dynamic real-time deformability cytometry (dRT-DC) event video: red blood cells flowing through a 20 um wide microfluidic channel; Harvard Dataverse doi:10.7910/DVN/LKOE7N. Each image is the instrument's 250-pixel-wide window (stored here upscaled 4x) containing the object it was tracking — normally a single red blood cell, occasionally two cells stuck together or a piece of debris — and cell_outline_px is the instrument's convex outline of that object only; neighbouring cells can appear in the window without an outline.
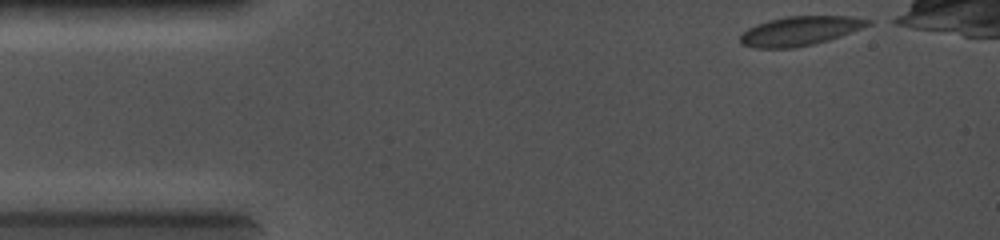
{"species": "common noctule bat (a hibernating species)", "species_latin": "Nyctalus noctula", "temperature_condition": "cold", "stored_images_in_passage": 35, "camera_frame_rate_fps": 5000, "um_per_image_px": 0.085, "animal": {"sex": "female", "body_mass_g": 19.0, "forearm_length_mm": 56.7}, "frame": {"image": 1, "passage_image": 1, "time_ms": 0.0, "image_size_px": [1000, 240], "cell_outline_px": [[872, 24], [840, 36], [828, 40], [812, 44], [792, 48], [752, 48], [740, 44], [740, 36], [748, 28], [756, 24], [768, 20], [788, 16], [852, 16], [872, 20]], "centroid_in_image_um": [67.98, 2.63], "position_along_channel_um": 17.0, "area_um2": 21.73}}
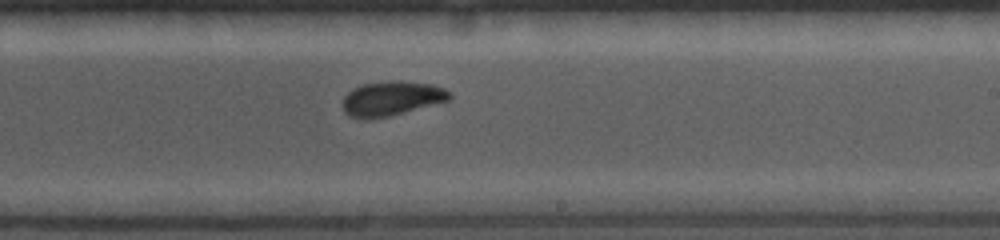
{"frame": {"image": 2, "passage_image": 21, "time_ms": 6.8, "image_size_px": [1000, 240], "cell_outline_px": [[452, 96], [448, 100], [388, 116], [364, 120], [348, 116], [344, 112], [344, 96], [348, 92], [364, 84], [392, 80], [400, 80], [432, 84], [444, 88], [452, 92]], "centroid_in_image_um": [33.29, 8.36], "position_along_channel_um": 255.7, "area_um2": 21.33}}
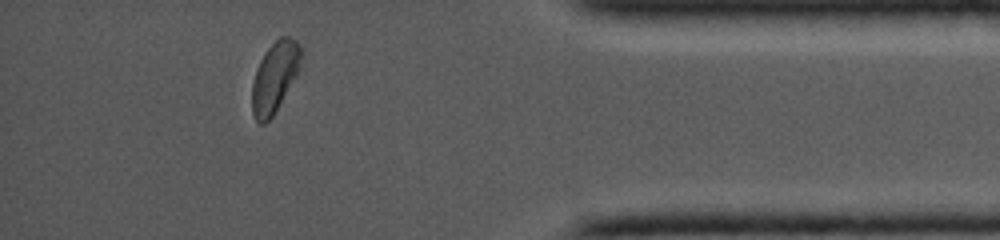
{"frame": {"image": 3, "passage_image": 33, "time_ms": 10.6, "image_size_px": [1000, 240], "cell_outline_px": [[304, 52], [300, 68], [296, 76], [272, 116], [264, 124], [260, 124], [256, 120], [252, 112], [252, 84], [256, 68], [264, 52], [280, 36], [288, 36], [296, 40], [304, 48]], "centroid_in_image_um": [23.38, 6.49], "position_along_channel_um": 411.8, "area_um2": 20.29}}